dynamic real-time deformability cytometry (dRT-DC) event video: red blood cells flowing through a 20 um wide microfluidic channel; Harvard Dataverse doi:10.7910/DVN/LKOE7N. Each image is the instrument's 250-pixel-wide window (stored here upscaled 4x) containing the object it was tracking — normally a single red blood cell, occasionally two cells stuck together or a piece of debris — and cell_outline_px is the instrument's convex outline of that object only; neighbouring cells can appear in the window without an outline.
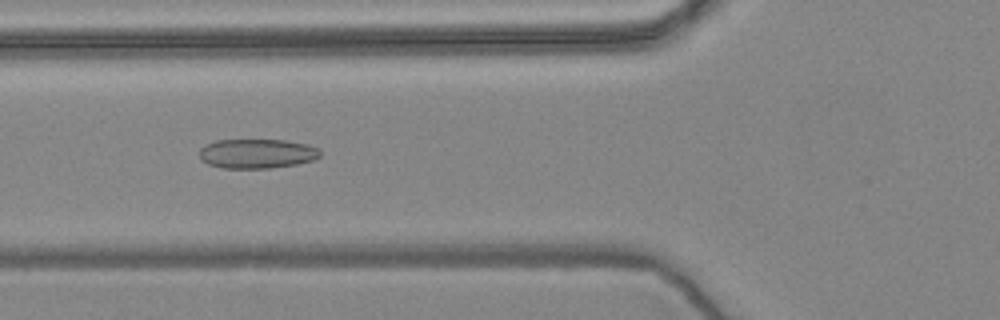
{"species": "common noctule bat (a hibernating species)", "species_latin": "Nyctalus noctula", "temperature_condition": "warm", "stored_images_in_passage": 45, "camera_frame_rate_fps": 3000, "um_per_image_px": 0.085, "animal": {"sex": "female", "body_mass_g": 24.6, "forearm_length_mm": 56.2}, "frame": {"image": 1, "passage_image": 10, "time_ms": 3.0, "image_size_px": [1000, 320], "cell_outline_px": [[320, 156], [312, 160], [296, 164], [272, 168], [220, 168], [208, 164], [200, 160], [200, 148], [204, 144], [216, 140], [284, 140], [308, 144], [316, 148], [320, 152]], "centroid_in_image_um": [21.79, 13.06], "position_along_channel_um": 104.0, "area_um2": 20.81}}
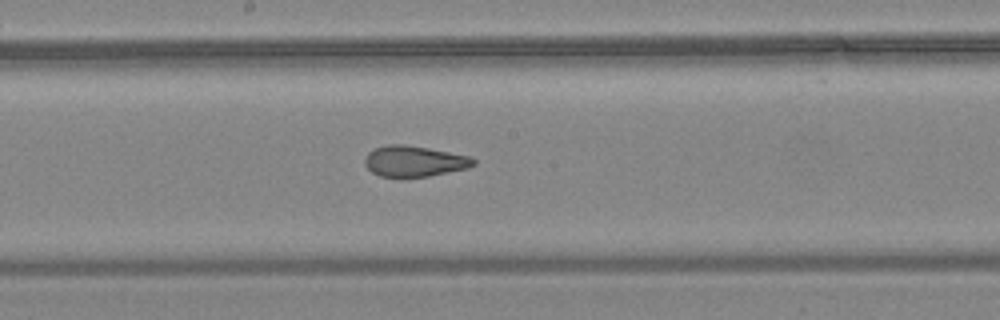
{"frame": {"image": 2, "passage_image": 19, "time_ms": 6.0, "image_size_px": [1000, 320], "cell_outline_px": [[476, 164], [468, 168], [428, 176], [404, 180], [400, 180], [380, 176], [372, 172], [364, 164], [364, 160], [368, 152], [376, 148], [388, 144], [404, 144], [428, 148], [468, 156], [476, 160]], "centroid_in_image_um": [35.17, 13.74], "position_along_channel_um": 213.0, "area_um2": 20.0}}
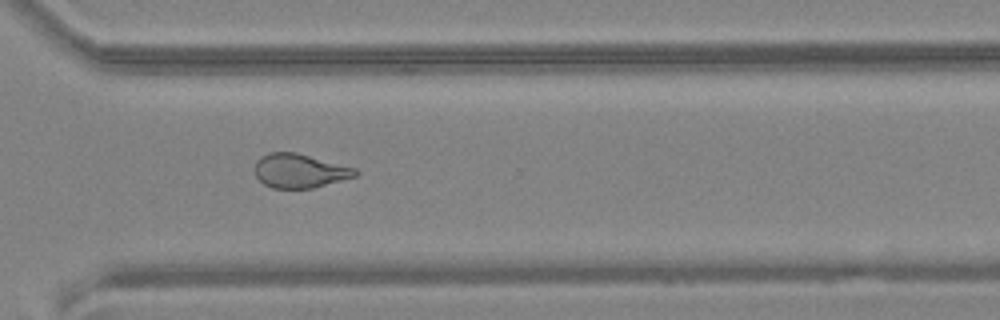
{"frame": {"image": 3, "passage_image": 30, "time_ms": 9.667, "image_size_px": [1000, 320], "cell_outline_px": [[360, 172], [356, 176], [312, 188], [272, 188], [264, 184], [256, 176], [256, 160], [260, 156], [268, 152], [296, 152], [356, 168]], "centroid_in_image_um": [25.47, 14.51], "position_along_channel_um": 345.1, "area_um2": 19.88}, "authors_computed_cell_mechanics": {"area_um2": 20.8658, "velocity_mm_per_s": 3.6203, "shape_relaxation_time_tau1_ms": null, "shape_relaxation_time_tau2_ms": 1.9409, "deformation_change_tau1": null, "deformation_change_tau2": 0.0827}}